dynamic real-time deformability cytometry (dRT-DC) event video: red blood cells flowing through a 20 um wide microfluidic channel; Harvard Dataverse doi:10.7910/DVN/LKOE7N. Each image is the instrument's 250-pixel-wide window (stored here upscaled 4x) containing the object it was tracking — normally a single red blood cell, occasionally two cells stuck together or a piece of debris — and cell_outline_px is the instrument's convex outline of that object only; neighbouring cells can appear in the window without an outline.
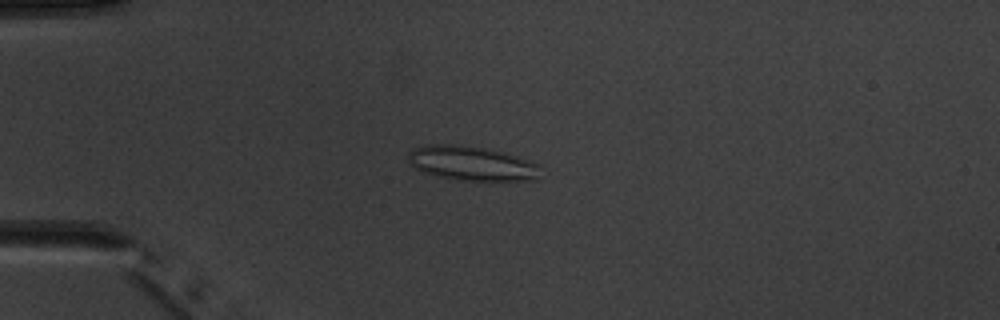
{"species": "common noctule bat (a hibernating species)", "species_latin": "Nyctalus noctula", "temperature_condition": "warm", "stored_images_in_passage": 5, "camera_frame_rate_fps": 3000, "um_per_image_px": 0.085, "animal": {"sex": "male", "body_mass_g": 20.1, "forearm_length_mm": 53.5}, "frame": {"image": 1, "passage_image": 3, "time_ms": 3.333, "image_size_px": [1000, 320], "cell_outline_px": [[536, 180], [460, 180], [436, 176], [424, 172], [416, 168], [408, 160], [408, 152], [412, 148], [428, 144], [452, 144], [484, 148], [516, 156], [536, 164]], "centroid_in_image_um": [39.98, 13.88], "position_along_channel_um": 45.0, "area_um2": 25.89}}
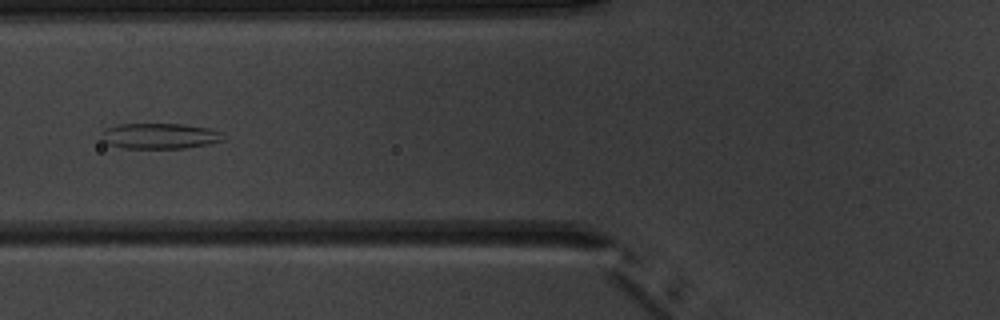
{"frame": {"image": 2, "passage_image": 5, "time_ms": 5.667, "image_size_px": [1000, 320], "cell_outline_px": [[224, 140], [208, 144], [184, 148], [124, 148], [108, 144], [100, 140], [100, 136], [104, 128], [120, 124], [184, 124], [208, 128], [224, 132]], "centroid_in_image_um": [13.56, 11.55], "position_along_channel_um": 112.2, "area_um2": 18.38}}